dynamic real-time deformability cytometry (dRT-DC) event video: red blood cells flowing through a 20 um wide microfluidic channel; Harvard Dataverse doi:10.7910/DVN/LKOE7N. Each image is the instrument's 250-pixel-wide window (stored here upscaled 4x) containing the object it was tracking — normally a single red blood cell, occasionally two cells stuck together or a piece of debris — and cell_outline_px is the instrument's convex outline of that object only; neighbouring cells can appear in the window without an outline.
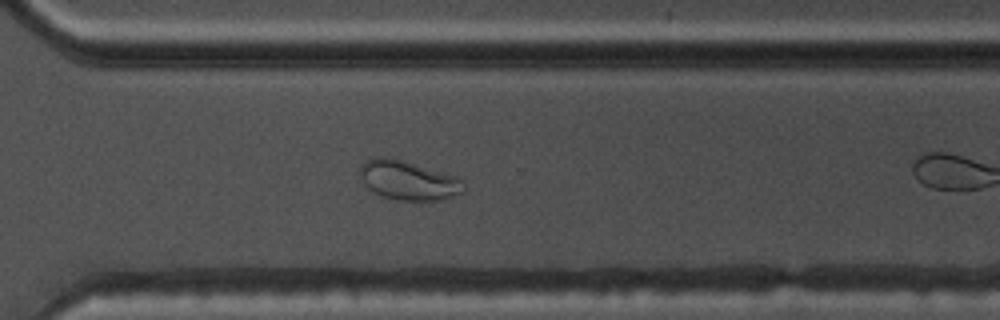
{"species": "common noctule bat (a hibernating species)", "species_latin": "Nyctalus noctula", "temperature_condition": "warm", "stored_images_in_passage": 38, "camera_frame_rate_fps": 3000, "um_per_image_px": 0.085, "animal": {"sex": "male", "body_mass_g": 17.5, "forearm_length_mm": 52.3}, "frame": {"image": 1, "passage_image": 22, "time_ms": 7.0, "image_size_px": [1000, 320], "cell_outline_px": [[464, 192], [444, 200], [396, 200], [372, 192], [364, 184], [360, 176], [360, 168], [368, 160], [380, 156], [388, 156], [404, 160], [460, 176], [464, 180]], "centroid_in_image_um": [34.77, 15.32], "position_along_channel_um": 335.8, "area_um2": 24.16}}
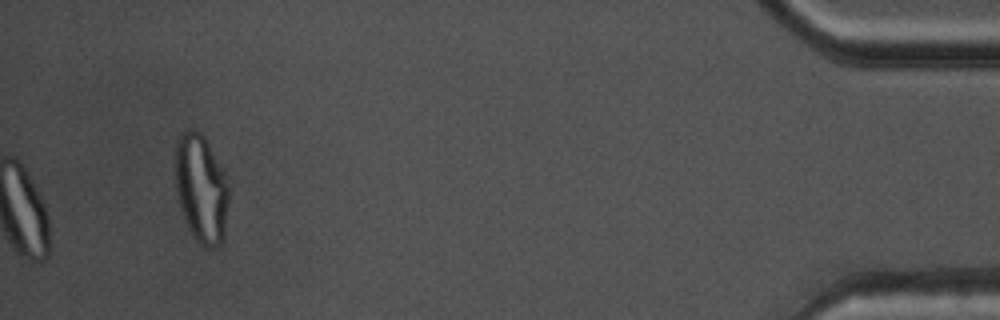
{"frame": {"image": 2, "passage_image": 38, "time_ms": 12.333, "image_size_px": [1000, 320], "cell_outline_px": [[228, 204], [224, 232], [220, 244], [212, 248], [208, 248], [200, 244], [192, 236], [184, 220], [180, 208], [176, 192], [176, 140], [180, 132], [184, 128], [196, 128], [204, 136], [224, 172], [228, 188]], "centroid_in_image_um": [17.07, 16.0], "position_along_channel_um": 418.1, "area_um2": 33.93}}